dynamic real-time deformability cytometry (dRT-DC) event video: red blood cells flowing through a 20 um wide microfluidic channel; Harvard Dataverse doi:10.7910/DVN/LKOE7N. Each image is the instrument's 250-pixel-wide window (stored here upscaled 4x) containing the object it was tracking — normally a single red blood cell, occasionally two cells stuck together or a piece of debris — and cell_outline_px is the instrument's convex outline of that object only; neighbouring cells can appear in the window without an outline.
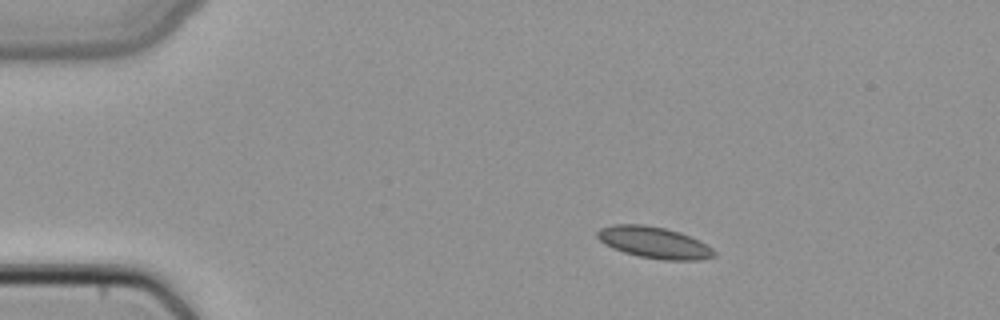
{"species": "common noctule bat (a hibernating species)", "species_latin": "Nyctalus noctula", "temperature_condition": "cold", "stored_images_in_passage": 4, "camera_frame_rate_fps": 3000, "um_per_image_px": 0.085, "animal": {"sex": "female", "body_mass_g": 22.7, "forearm_length_mm": 54.2}, "frame": {"image": 1, "passage_image": 2, "time_ms": 0.333, "image_size_px": [1000, 320], "cell_outline_px": [[716, 256], [700, 260], [664, 260], [640, 256], [624, 252], [612, 248], [604, 244], [596, 236], [596, 232], [600, 228], [612, 224], [644, 224], [664, 228], [680, 232], [700, 240], [712, 248], [716, 252]], "centroid_in_image_um": [55.6, 20.61], "position_along_channel_um": 29.4, "area_um2": 21.56}}
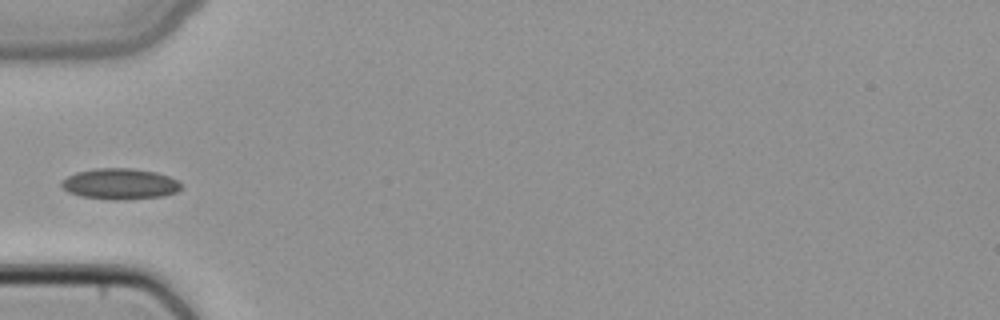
{"frame": {"image": 2, "passage_image": 4, "time_ms": 1.0, "image_size_px": [1000, 320], "cell_outline_px": [[180, 188], [176, 192], [164, 196], [116, 200], [112, 200], [84, 196], [68, 192], [60, 184], [68, 176], [76, 172], [92, 168], [132, 168], [156, 172], [168, 176], [176, 180], [180, 184]], "centroid_in_image_um": [10.19, 15.62], "position_along_channel_um": 74.8, "area_um2": 21.33}}